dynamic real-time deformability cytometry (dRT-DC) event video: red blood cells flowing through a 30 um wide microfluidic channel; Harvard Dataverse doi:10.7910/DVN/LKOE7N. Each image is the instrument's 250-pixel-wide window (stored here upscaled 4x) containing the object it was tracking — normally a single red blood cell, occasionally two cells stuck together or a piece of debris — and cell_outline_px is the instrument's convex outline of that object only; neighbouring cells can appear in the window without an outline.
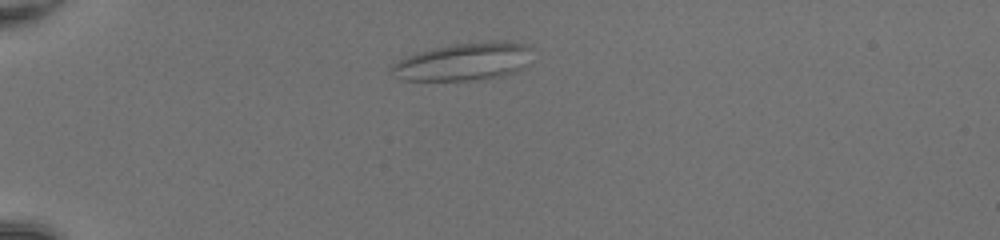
{"species": "common noctule bat (a hibernating species)", "species_latin": "Nyctalus noctula", "temperature_condition": "room temperature", "stored_images_in_passage": 43, "camera_frame_rate_fps": 3000, "um_per_image_px": 0.085, "animal": {"sex": "female", "body_mass_g": 20.0, "forearm_length_mm": 54.0}, "frame": {"image": 1, "passage_image": 7, "time_ms": 2.0, "image_size_px": [1000, 240], "cell_outline_px": [[532, 48], [524, 68], [516, 72], [500, 76], [476, 80], [400, 80], [392, 76], [388, 68], [392, 64], [408, 56], [432, 48], [456, 44], [496, 40], [504, 40], [524, 44]], "centroid_in_image_um": [39.4, 5.25], "position_along_channel_um": 45.6, "area_um2": 30.98}}
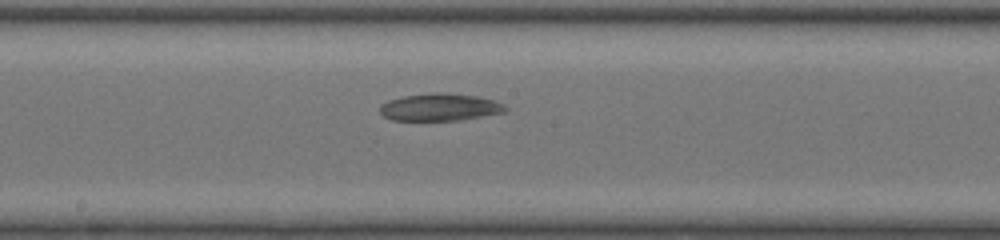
{"frame": {"image": 2, "passage_image": 22, "time_ms": 7.0, "image_size_px": [1000, 240], "cell_outline_px": [[508, 108], [504, 112], [484, 116], [460, 120], [392, 120], [384, 116], [380, 112], [380, 104], [388, 100], [404, 96], [436, 92], [440, 92], [476, 96], [492, 100], [504, 104]], "centroid_in_image_um": [37.38, 9.11], "position_along_channel_um": 210.8, "area_um2": 19.88}}
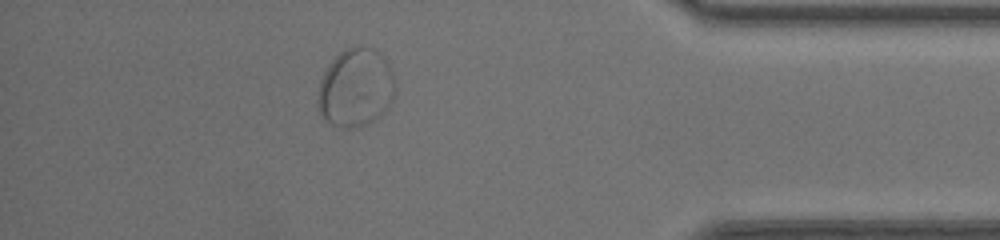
{"frame": {"image": 3, "passage_image": 38, "time_ms": 12.333, "image_size_px": [1000, 240], "cell_outline_px": [[396, 92], [392, 100], [384, 112], [380, 116], [368, 124], [356, 128], [340, 128], [324, 120], [320, 116], [316, 104], [316, 100], [320, 80], [328, 64], [344, 48], [356, 44], [360, 44], [372, 48], [380, 52], [384, 56], [392, 72], [396, 88]], "centroid_in_image_um": [30.22, 7.45], "position_along_channel_um": 405.0, "area_um2": 36.3}}